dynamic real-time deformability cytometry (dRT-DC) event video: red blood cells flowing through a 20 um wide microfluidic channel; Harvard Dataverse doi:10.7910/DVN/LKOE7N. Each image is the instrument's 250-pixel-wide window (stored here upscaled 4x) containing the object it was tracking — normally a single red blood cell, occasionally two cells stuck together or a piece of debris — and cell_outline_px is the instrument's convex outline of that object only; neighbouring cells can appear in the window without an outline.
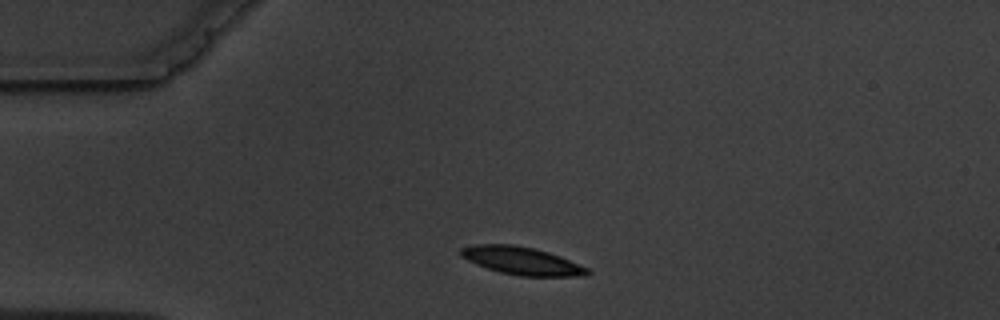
{"species": "common noctule bat (a hibernating species)", "species_latin": "Nyctalus noctula", "temperature_condition": "warm", "stored_images_in_passage": 1, "camera_frame_rate_fps": 3000, "um_per_image_px": 0.085, "animal": {"sex": "male", "body_mass_g": 19.5, "forearm_length_mm": 54.6}, "frame": {"image": 1, "passage_image": 1, "time_ms": 0.0, "image_size_px": [1000, 320], "cell_outline_px": [[592, 272], [588, 276], [520, 276], [500, 272], [476, 264], [460, 256], [460, 248], [472, 244], [512, 244], [532, 248], [548, 252], [560, 256], [588, 268]], "centroid_in_image_um": [44.35, 22.17], "position_along_channel_um": 40.6, "area_um2": 20.52}}